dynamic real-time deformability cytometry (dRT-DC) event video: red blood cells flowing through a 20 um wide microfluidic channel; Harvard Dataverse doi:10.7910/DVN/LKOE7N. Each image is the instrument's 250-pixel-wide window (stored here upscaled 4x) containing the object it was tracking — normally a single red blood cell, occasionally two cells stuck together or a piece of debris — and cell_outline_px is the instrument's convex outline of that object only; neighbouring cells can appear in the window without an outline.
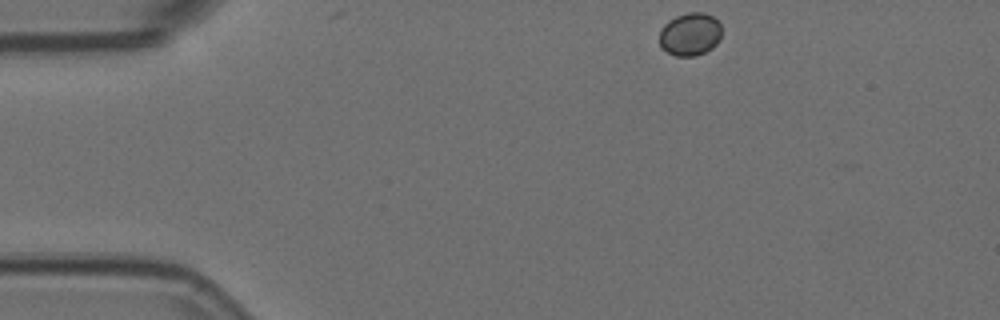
{"species": "Egyptian fruit bat (a non-hibernating species)", "species_latin": "Rousettus aegyptiacus", "temperature_condition": "room temperature", "stored_images_in_passage": 2, "camera_frame_rate_fps": 3000, "um_per_image_px": 0.085, "animal": {"sex": "female"}, "frame": {"image": 1, "passage_image": 1, "time_ms": 0.0, "image_size_px": [1000, 320], "cell_outline_px": [[720, 40], [712, 48], [696, 56], [676, 56], [660, 48], [660, 28], [668, 20], [676, 16], [688, 12], [704, 12], [712, 16], [720, 24]], "centroid_in_image_um": [58.64, 2.91], "position_along_channel_um": 26.4, "area_um2": 15.66}}